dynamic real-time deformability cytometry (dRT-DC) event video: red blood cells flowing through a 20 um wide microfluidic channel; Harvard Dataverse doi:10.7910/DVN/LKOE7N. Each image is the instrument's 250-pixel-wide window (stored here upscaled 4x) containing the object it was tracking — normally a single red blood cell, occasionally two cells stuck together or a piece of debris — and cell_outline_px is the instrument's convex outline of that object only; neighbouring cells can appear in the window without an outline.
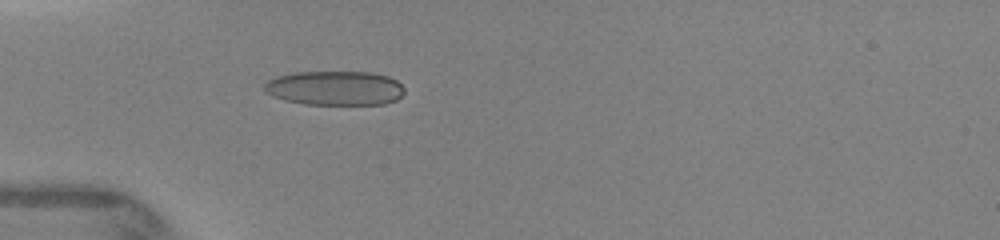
{"species": "human", "species_latin": "Homo sapiens", "temperature_condition": "warm", "stored_images_in_passage": 6, "camera_frame_rate_fps": 3000, "um_per_image_px": 0.085, "donor": {"sex": "female"}, "frame": {"image": 1, "passage_image": 6, "time_ms": 4.667, "image_size_px": [1000, 240], "cell_outline_px": [[404, 92], [396, 100], [384, 104], [304, 104], [284, 100], [272, 96], [264, 88], [264, 84], [268, 80], [276, 76], [292, 72], [372, 72], [388, 76], [396, 80], [404, 88]], "centroid_in_image_um": [28.46, 7.48], "position_along_channel_um": 56.5, "area_um2": 28.09}}